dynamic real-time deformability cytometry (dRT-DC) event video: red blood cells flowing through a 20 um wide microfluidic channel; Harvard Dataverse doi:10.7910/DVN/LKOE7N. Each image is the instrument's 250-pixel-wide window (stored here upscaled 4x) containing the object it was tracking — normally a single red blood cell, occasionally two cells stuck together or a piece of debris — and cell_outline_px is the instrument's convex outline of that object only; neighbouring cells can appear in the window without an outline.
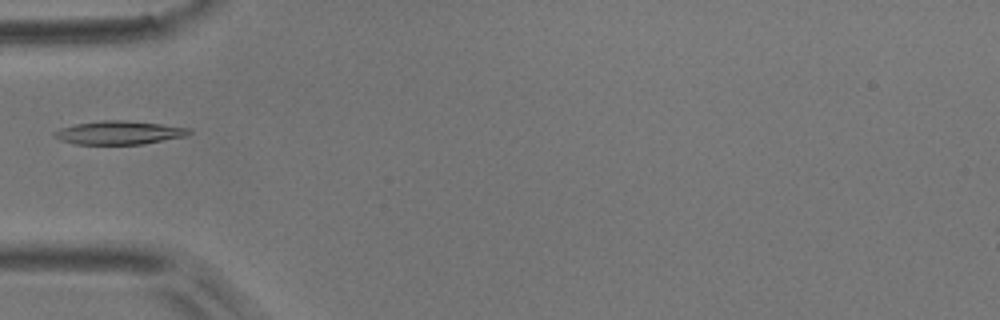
{"species": "common noctule bat (a hibernating species)", "species_latin": "Nyctalus noctula", "temperature_condition": "room temperature", "stored_images_in_passage": 4, "camera_frame_rate_fps": 3000, "um_per_image_px": 0.085, "animal": {"sex": "male", "body_mass_g": 17.9}, "frame": {"image": 1, "passage_image": 3, "time_ms": 3.333, "image_size_px": [1000, 320], "cell_outline_px": [[192, 132], [184, 136], [140, 144], [76, 144], [60, 140], [52, 136], [60, 128], [76, 124], [100, 120], [124, 120], [160, 124], [192, 128]], "centroid_in_image_um": [10.11, 11.27], "position_along_channel_um": 74.9, "area_um2": 18.21}}
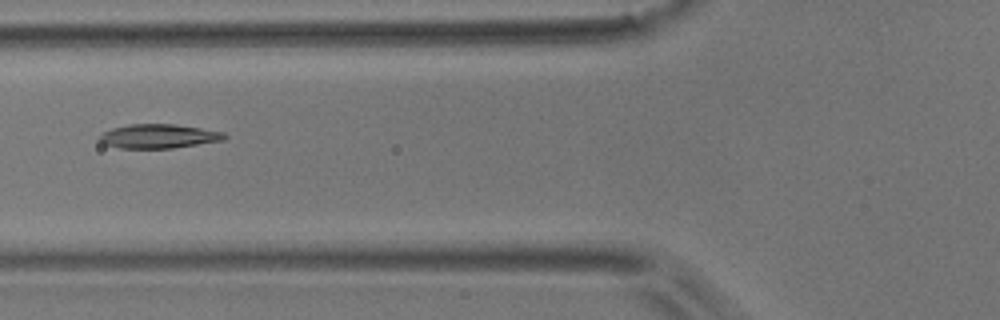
{"frame": {"image": 2, "passage_image": 4, "time_ms": 4.333, "image_size_px": [1000, 320], "cell_outline_px": [[228, 136], [224, 140], [172, 148], [120, 148], [104, 144], [100, 140], [100, 136], [104, 132], [112, 128], [128, 124], [172, 124], [200, 128], [224, 132]], "centroid_in_image_um": [13.5, 11.58], "position_along_channel_um": 112.3, "area_um2": 17.4}}